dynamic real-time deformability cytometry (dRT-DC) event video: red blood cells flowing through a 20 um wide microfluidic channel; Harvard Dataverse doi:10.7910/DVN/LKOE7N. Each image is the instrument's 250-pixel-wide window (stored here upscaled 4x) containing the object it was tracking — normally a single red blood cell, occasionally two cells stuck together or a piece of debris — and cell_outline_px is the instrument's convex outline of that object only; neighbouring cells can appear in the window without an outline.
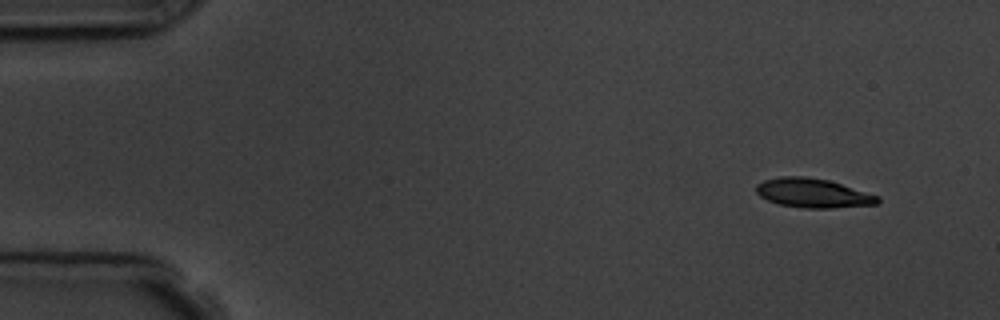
{"species": "common noctule bat (a hibernating species)", "species_latin": "Nyctalus noctula", "temperature_condition": "room temperature", "stored_images_in_passage": 4, "camera_frame_rate_fps": 3000, "um_per_image_px": 0.085, "animal": {"sex": "male", "body_mass_g": 19.5, "forearm_length_mm": 54.6}, "frame": {"image": 1, "passage_image": 1, "time_ms": 0.0, "image_size_px": [1000, 320], "cell_outline_px": [[880, 200], [876, 204], [832, 208], [804, 208], [780, 204], [768, 200], [760, 196], [756, 192], [756, 184], [764, 180], [780, 176], [804, 176], [828, 180], [880, 196]], "centroid_in_image_um": [69.09, 16.41], "position_along_channel_um": 15.9, "area_um2": 20.58}}
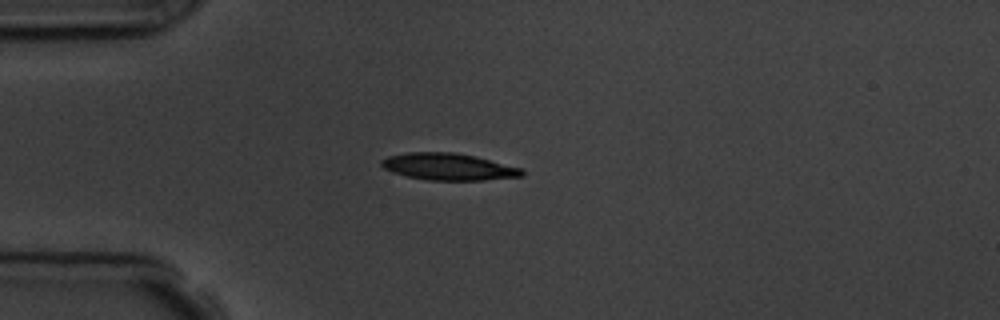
{"frame": {"image": 2, "passage_image": 4, "time_ms": 3.333, "image_size_px": [1000, 320], "cell_outline_px": [[524, 176], [484, 180], [428, 180], [408, 176], [392, 172], [384, 168], [380, 164], [380, 160], [388, 156], [408, 152], [452, 152], [476, 156], [524, 168]], "centroid_in_image_um": [38.15, 14.17], "position_along_channel_um": 46.8, "area_um2": 22.14}}